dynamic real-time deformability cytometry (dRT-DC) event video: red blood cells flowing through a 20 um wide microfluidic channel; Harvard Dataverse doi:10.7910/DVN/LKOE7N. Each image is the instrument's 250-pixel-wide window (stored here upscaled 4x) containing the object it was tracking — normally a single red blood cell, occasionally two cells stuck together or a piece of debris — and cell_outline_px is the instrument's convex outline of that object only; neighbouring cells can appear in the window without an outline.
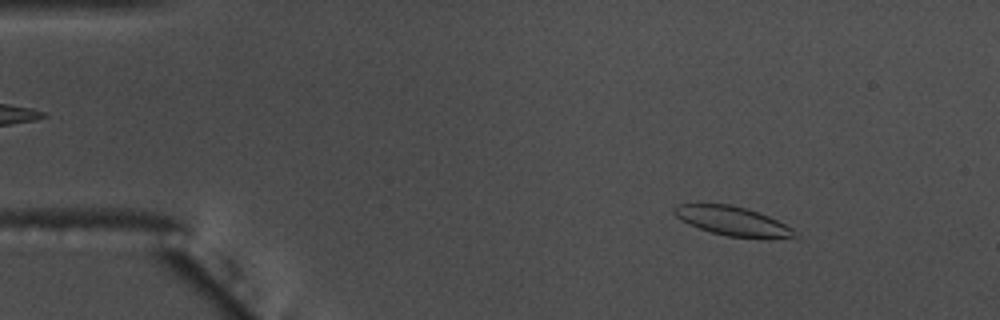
{"species": "common noctule bat (a hibernating species)", "species_latin": "Nyctalus noctula", "temperature_condition": "warm", "stored_images_in_passage": 57, "camera_frame_rate_fps": 3000, "um_per_image_px": 0.085, "animal": {"sex": "male", "body_mass_g": 17.5, "forearm_length_mm": 52.3}, "frame": {"image": 1, "passage_image": 8, "time_ms": 2.333, "image_size_px": [1000, 320], "cell_outline_px": [[796, 236], [728, 236], [712, 232], [688, 224], [680, 220], [672, 212], [672, 208], [676, 204], [728, 204], [744, 208], [768, 216], [792, 228]], "centroid_in_image_um": [62.1, 18.74], "position_along_channel_um": 22.9, "area_um2": 19.48}}
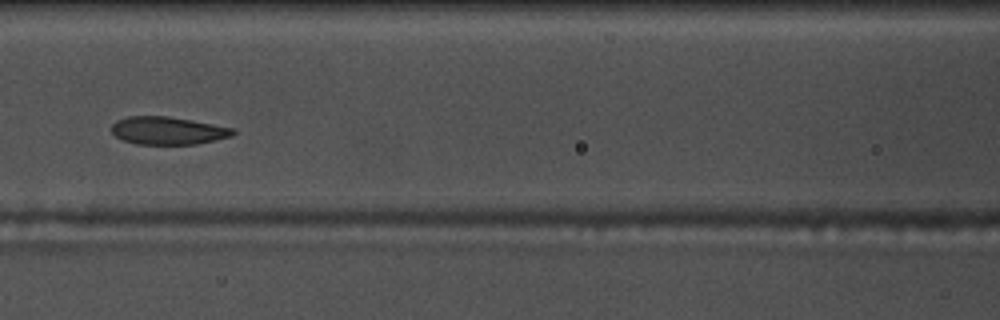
{"frame": {"image": 2, "passage_image": 26, "time_ms": 8.333, "image_size_px": [1000, 320], "cell_outline_px": [[236, 132], [232, 136], [216, 140], [196, 144], [136, 144], [124, 140], [116, 136], [112, 132], [112, 124], [116, 120], [128, 116], [168, 116], [192, 120], [236, 128]], "centroid_in_image_um": [14.3, 11.1], "position_along_channel_um": 152.3, "area_um2": 19.77}}
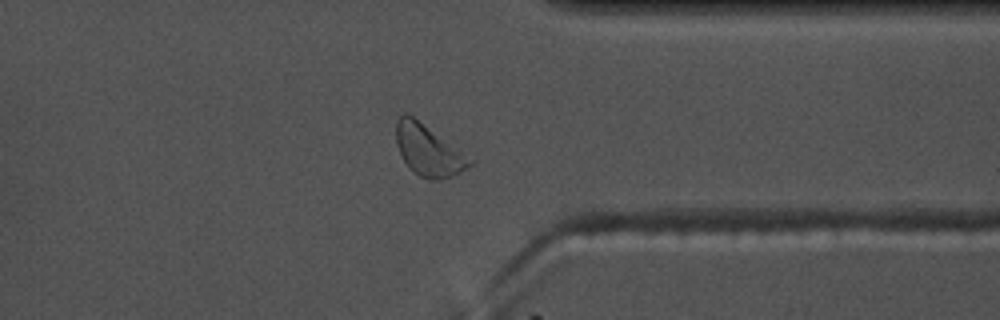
{"frame": {"image": 3, "passage_image": 45, "time_ms": 14.667, "image_size_px": [1000, 320], "cell_outline_px": [[476, 164], [452, 176], [440, 180], [428, 180], [420, 176], [404, 160], [396, 144], [396, 120], [404, 112], [412, 116], [476, 160]], "centroid_in_image_um": [36.47, 12.79], "position_along_channel_um": 374.9, "area_um2": 21.91}, "authors_computed_cell_mechanics": {"area_um2": 20.9814, "velocity_mm_per_s": 3.5725, "shape_relaxation_time_tau1_ms": 2.5536, "shape_relaxation_time_tau2_ms": 2.8023, "deformation_change_tau1": 0.0874, "deformation_change_tau2": 0.0761}}